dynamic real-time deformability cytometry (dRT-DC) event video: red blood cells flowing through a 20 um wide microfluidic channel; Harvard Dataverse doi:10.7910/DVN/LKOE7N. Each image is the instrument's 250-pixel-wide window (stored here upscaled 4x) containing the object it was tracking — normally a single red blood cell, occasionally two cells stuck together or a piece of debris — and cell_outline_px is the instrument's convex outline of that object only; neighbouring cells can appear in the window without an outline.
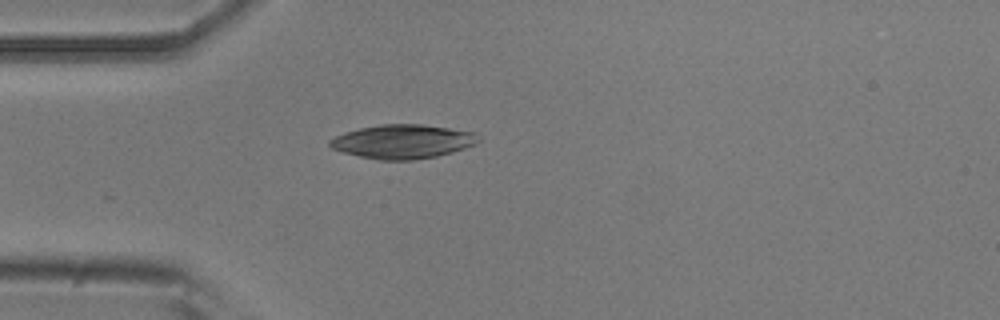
{"species": "common noctule bat (a hibernating species)", "species_latin": "Nyctalus noctula", "temperature_condition": "room temperature", "stored_images_in_passage": 8, "camera_frame_rate_fps": 3000, "um_per_image_px": 0.085, "animal": {"sex": "male", "body_mass_g": 20.5, "forearm_length_mm": 52.5}, "frame": {"image": 1, "passage_image": 1, "time_ms": 0.0, "image_size_px": [1000, 320], "cell_outline_px": [[480, 140], [476, 144], [452, 152], [436, 156], [412, 160], [380, 160], [360, 156], [344, 152], [332, 148], [328, 144], [328, 140], [344, 132], [360, 128], [380, 124], [420, 124], [476, 132]], "centroid_in_image_um": [34.23, 12.02], "position_along_channel_um": 50.8, "area_um2": 29.3}}
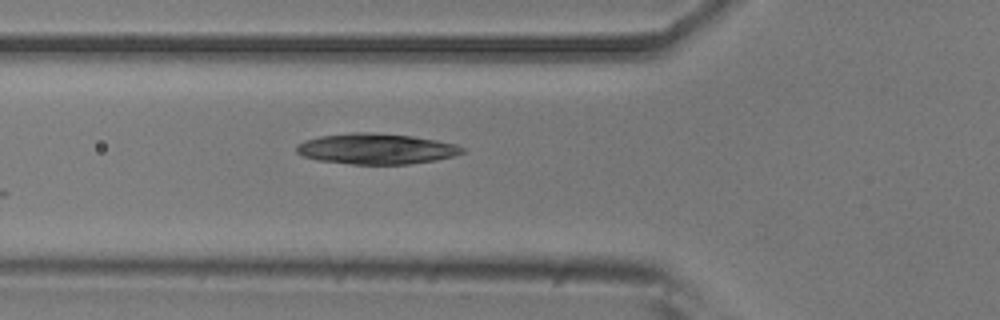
{"frame": {"image": 2, "passage_image": 5, "time_ms": 1.333, "image_size_px": [1000, 320], "cell_outline_px": [[464, 152], [456, 156], [436, 160], [408, 164], [352, 164], [316, 160], [304, 156], [296, 152], [296, 144], [304, 140], [320, 136], [352, 132], [372, 132], [412, 136], [436, 140], [456, 144], [464, 148]], "centroid_in_image_um": [31.97, 12.65], "position_along_channel_um": 93.8, "area_um2": 29.77}}
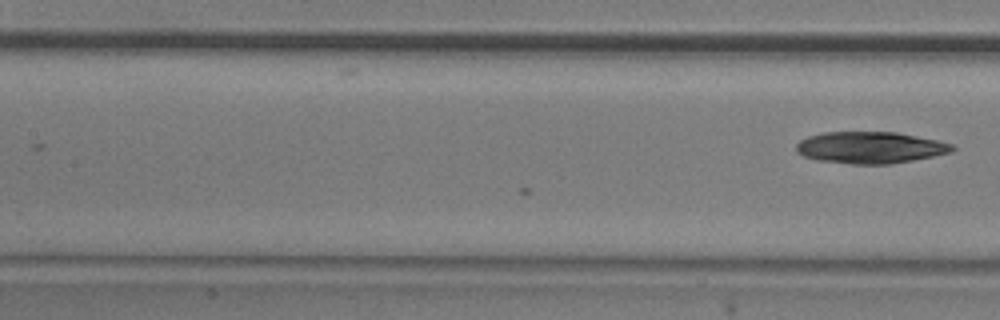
{"frame": {"image": 3, "passage_image": 8, "time_ms": 2.333, "image_size_px": [1000, 320], "cell_outline_px": [[956, 148], [952, 152], [892, 164], [852, 164], [816, 160], [804, 156], [796, 152], [796, 144], [800, 140], [808, 136], [824, 132], [896, 132], [936, 140], [952, 144]], "centroid_in_image_um": [73.94, 12.54], "position_along_channel_um": 133.5, "area_um2": 28.78}}